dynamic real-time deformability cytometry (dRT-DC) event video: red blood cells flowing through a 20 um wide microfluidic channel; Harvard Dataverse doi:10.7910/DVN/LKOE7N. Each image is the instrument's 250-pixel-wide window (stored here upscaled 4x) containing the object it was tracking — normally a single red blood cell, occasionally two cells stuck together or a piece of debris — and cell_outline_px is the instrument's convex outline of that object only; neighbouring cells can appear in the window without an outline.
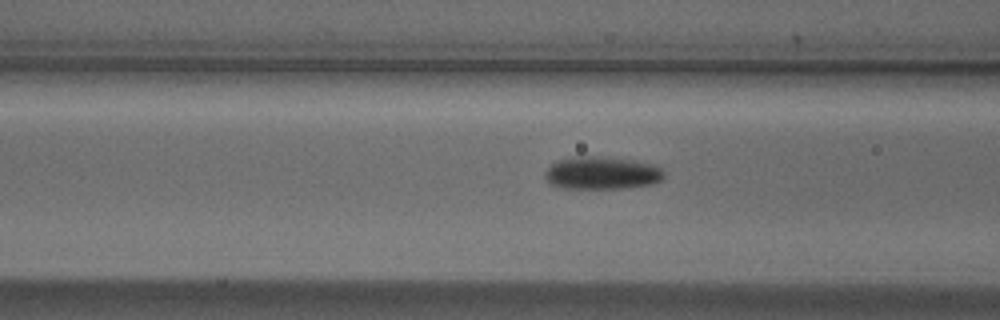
{"species": "Egyptian fruit bat (a non-hibernating species)", "species_latin": "Rousettus aegyptiacus", "temperature_condition": "cold", "stored_images_in_passage": 16, "camera_frame_rate_fps": 3000, "um_per_image_px": 0.085, "animal": {"sex": "male"}, "frame": {"image": 1, "passage_image": 14, "time_ms": 4.333, "image_size_px": [1000, 320], "cell_outline_px": [[664, 176], [660, 180], [652, 184], [620, 188], [564, 188], [552, 184], [548, 180], [544, 172], [556, 160], [572, 156], [596, 156], [632, 160], [660, 164], [664, 172]], "centroid_in_image_um": [51.2, 14.68], "position_along_channel_um": 115.4, "area_um2": 22.77}}